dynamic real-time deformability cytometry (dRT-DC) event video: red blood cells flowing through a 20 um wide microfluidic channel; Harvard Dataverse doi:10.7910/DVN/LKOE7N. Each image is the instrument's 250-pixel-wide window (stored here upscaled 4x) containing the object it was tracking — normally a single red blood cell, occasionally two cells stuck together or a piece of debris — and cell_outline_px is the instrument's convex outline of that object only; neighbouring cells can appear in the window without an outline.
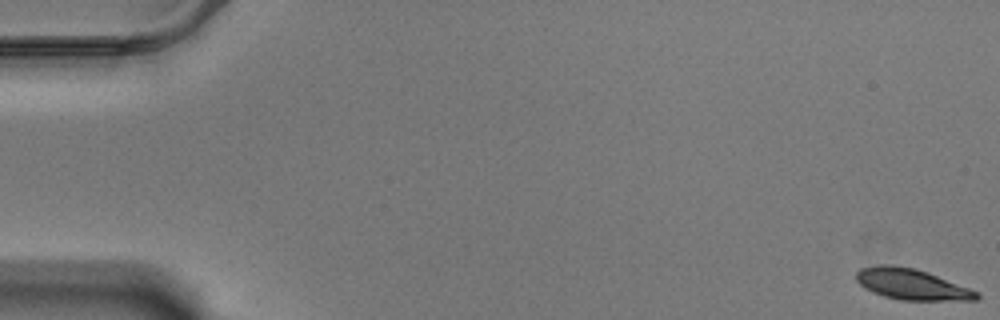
{"species": "Egyptian fruit bat (a non-hibernating species)", "species_latin": "Rousettus aegyptiacus", "temperature_condition": "warm", "stored_images_in_passage": 60, "camera_frame_rate_fps": 3000, "um_per_image_px": 0.085, "animal": {"sex": "male"}, "frame": {"image": 1, "passage_image": 1, "time_ms": 0.0, "image_size_px": [1000, 320], "cell_outline_px": [[980, 296], [976, 300], [900, 300], [884, 296], [872, 292], [864, 288], [856, 280], [856, 272], [860, 268], [880, 264], [892, 264], [916, 268], [980, 292]], "centroid_in_image_um": [77.46, 24.15], "position_along_channel_um": 7.5, "area_um2": 21.73}}
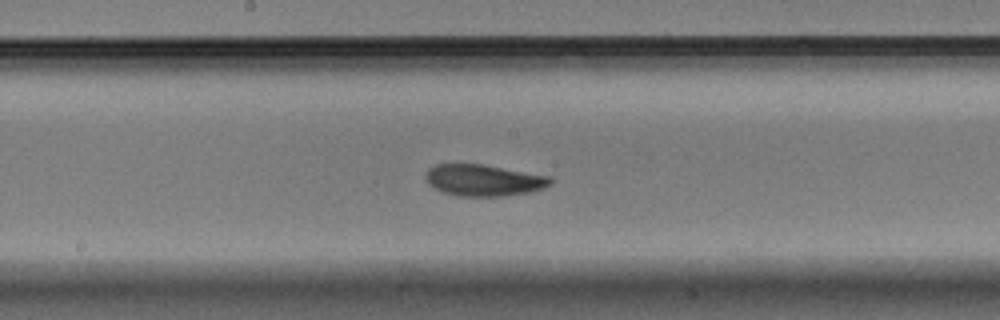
{"frame": {"image": 2, "passage_image": 32, "time_ms": 10.333, "image_size_px": [1000, 320], "cell_outline_px": [[552, 184], [544, 188], [532, 192], [500, 196], [460, 196], [440, 192], [428, 184], [424, 176], [428, 168], [436, 164], [484, 164], [552, 176]], "centroid_in_image_um": [41.12, 15.31], "position_along_channel_um": 207.1, "area_um2": 23.29}}
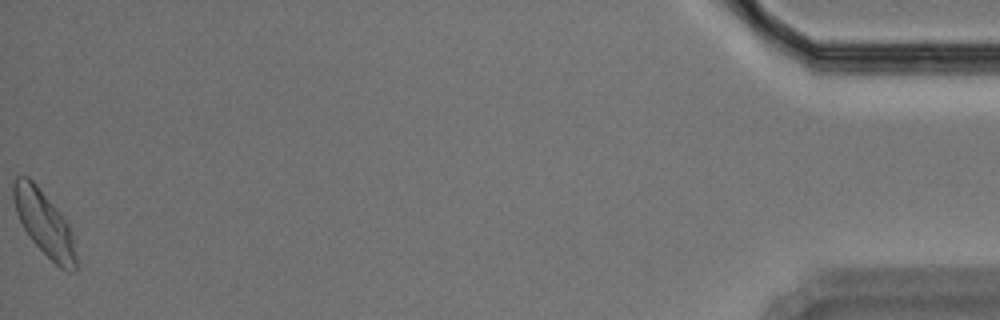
{"frame": {"image": 3, "passage_image": 60, "time_ms": 19.667, "image_size_px": [1000, 320], "cell_outline_px": [[76, 272], [68, 272], [60, 268], [32, 240], [24, 228], [16, 212], [12, 196], [12, 180], [20, 172], [28, 176], [36, 184], [60, 212], [68, 224], [72, 232], [76, 256]], "centroid_in_image_um": [3.74, 18.93], "position_along_channel_um": 431.5, "area_um2": 23.64}, "authors_computed_cell_mechanics": {"area_um2": 22.542, "velocity_mm_per_s": 3.4284, "shape_relaxation_time_tau1_ms": 3.9183, "shape_relaxation_time_tau2_ms": 4.6315, "deformation_change_tau1": 0.1312, "deformation_change_tau2": 0.0908}}